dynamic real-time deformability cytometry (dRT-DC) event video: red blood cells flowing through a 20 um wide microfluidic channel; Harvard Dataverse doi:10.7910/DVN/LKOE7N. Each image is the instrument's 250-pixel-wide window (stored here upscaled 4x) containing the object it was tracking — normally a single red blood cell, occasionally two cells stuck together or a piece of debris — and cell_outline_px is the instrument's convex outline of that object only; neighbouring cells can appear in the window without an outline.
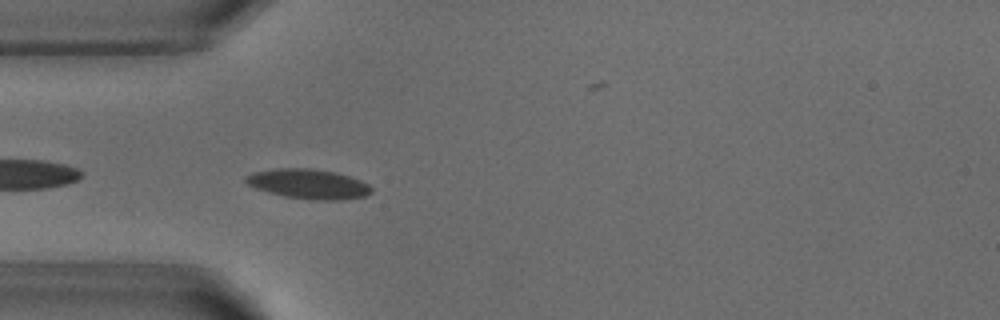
{"species": "common noctule bat (a hibernating species)", "species_latin": "Nyctalus noctula", "temperature_condition": "warm", "stored_images_in_passage": 39, "camera_frame_rate_fps": 3000, "um_per_image_px": 0.085, "animal": {"sex": "male", "body_mass_g": 18.8}, "frame": {"image": 1, "passage_image": 2, "time_ms": 0.333, "image_size_px": [1000, 320], "cell_outline_px": [[372, 192], [364, 196], [344, 200], [316, 200], [284, 196], [268, 192], [256, 188], [248, 184], [244, 180], [244, 176], [252, 172], [276, 168], [312, 168], [336, 172], [360, 180], [368, 184], [372, 188]], "centroid_in_image_um": [26.2, 15.63], "position_along_channel_um": 58.8, "area_um2": 21.85}}
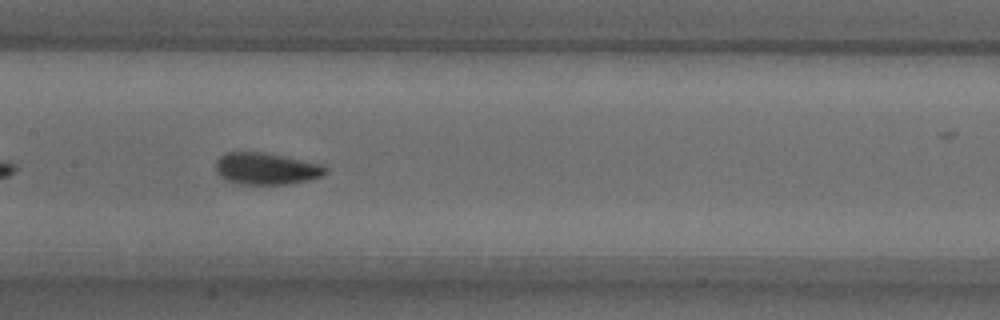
{"frame": {"image": 2, "passage_image": 12, "time_ms": 3.667, "image_size_px": [1000, 320], "cell_outline_px": [[328, 172], [324, 176], [312, 180], [288, 184], [236, 184], [220, 176], [216, 172], [216, 160], [224, 152], [264, 152], [324, 164], [328, 168]], "centroid_in_image_um": [22.68, 14.34], "position_along_channel_um": 184.7, "area_um2": 20.75}}
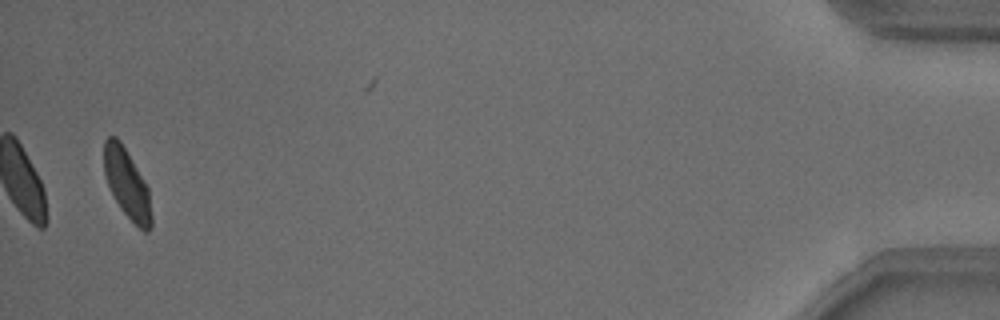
{"frame": {"image": 3, "passage_image": 38, "time_ms": 12.333, "image_size_px": [1000, 320], "cell_outline_px": [[152, 228], [148, 232], [144, 232], [120, 208], [108, 184], [104, 172], [104, 140], [108, 136], [116, 136], [120, 140], [148, 188], [152, 216]], "centroid_in_image_um": [10.8, 15.62], "position_along_channel_um": 424.4, "area_um2": 18.79}, "authors_computed_cell_mechanics": {"area_um2": 20.23, "velocity_mm_per_s": 3.8043, "shape_relaxation_time_tau1_ms": 2.1162, "shape_relaxation_time_tau2_ms": 1.081, "deformation_change_tau1": 0.1348, "deformation_change_tau2": 0.0599}}